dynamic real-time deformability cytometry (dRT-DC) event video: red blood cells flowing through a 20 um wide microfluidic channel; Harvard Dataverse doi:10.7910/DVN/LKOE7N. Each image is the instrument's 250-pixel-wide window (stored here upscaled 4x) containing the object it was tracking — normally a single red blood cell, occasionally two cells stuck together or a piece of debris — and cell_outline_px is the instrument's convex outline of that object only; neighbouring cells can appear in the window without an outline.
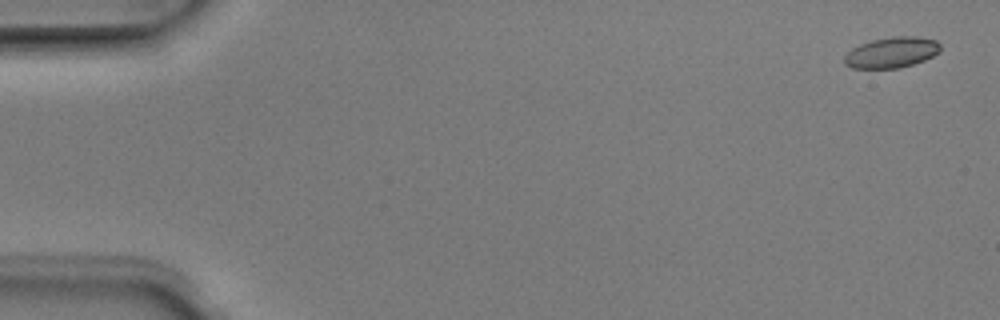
{"species": "Egyptian fruit bat (a non-hibernating species)", "species_latin": "Rousettus aegyptiacus", "temperature_condition": "room temperature", "stored_images_in_passage": 5, "camera_frame_rate_fps": 3000, "um_per_image_px": 0.085, "animal": {"sex": "male"}, "frame": {"image": 1, "passage_image": 1, "time_ms": 0.0, "image_size_px": [1000, 320], "cell_outline_px": [[940, 52], [924, 60], [900, 68], [852, 68], [844, 64], [844, 56], [852, 48], [860, 44], [872, 40], [892, 36], [916, 36], [936, 40], [940, 44]], "centroid_in_image_um": [75.78, 4.45], "position_along_channel_um": 9.2, "area_um2": 17.22}}
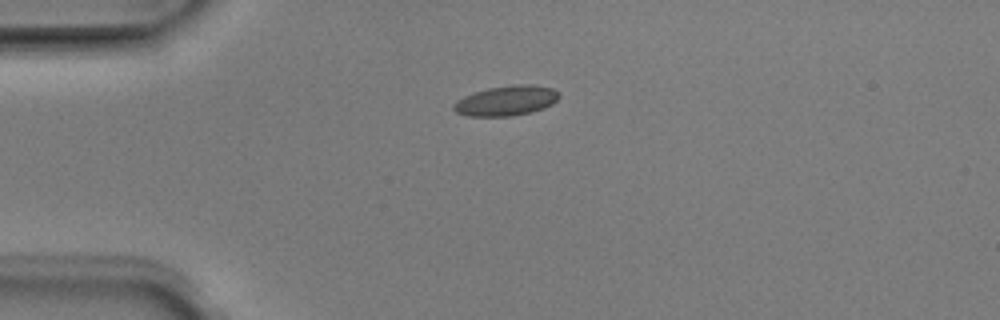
{"frame": {"image": 2, "passage_image": 4, "time_ms": 1.0, "image_size_px": [1000, 320], "cell_outline_px": [[560, 96], [552, 104], [544, 108], [532, 112], [512, 116], [468, 116], [456, 112], [452, 108], [452, 104], [456, 100], [464, 96], [488, 88], [516, 84], [528, 84], [552, 88], [560, 92]], "centroid_in_image_um": [43.03, 8.56], "position_along_channel_um": 42.0, "area_um2": 18.5}}